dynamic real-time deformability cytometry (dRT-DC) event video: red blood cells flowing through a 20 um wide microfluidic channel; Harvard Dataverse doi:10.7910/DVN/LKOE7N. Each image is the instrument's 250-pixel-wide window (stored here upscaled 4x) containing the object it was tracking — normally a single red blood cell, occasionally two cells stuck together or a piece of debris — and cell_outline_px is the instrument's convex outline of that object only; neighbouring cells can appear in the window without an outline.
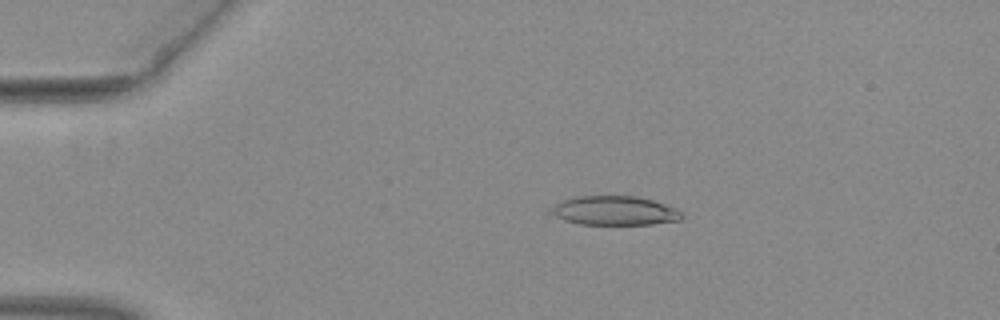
{"species": "common noctule bat (a hibernating species)", "species_latin": "Nyctalus noctula", "temperature_condition": "warm", "stored_images_in_passage": 44, "camera_frame_rate_fps": 3000, "um_per_image_px": 0.085, "animal": {"sex": "female", "body_mass_g": 29.2, "forearm_length_mm": 56.3}, "frame": {"image": 1, "passage_image": 3, "time_ms": 0.667, "image_size_px": [1000, 320], "cell_outline_px": [[684, 216], [680, 220], [652, 224], [580, 224], [564, 220], [544, 212], [548, 208], [564, 200], [576, 196], [636, 196], [652, 200], [676, 208], [684, 212]], "centroid_in_image_um": [52.21, 17.91], "position_along_channel_um": 32.8, "area_um2": 22.43}}
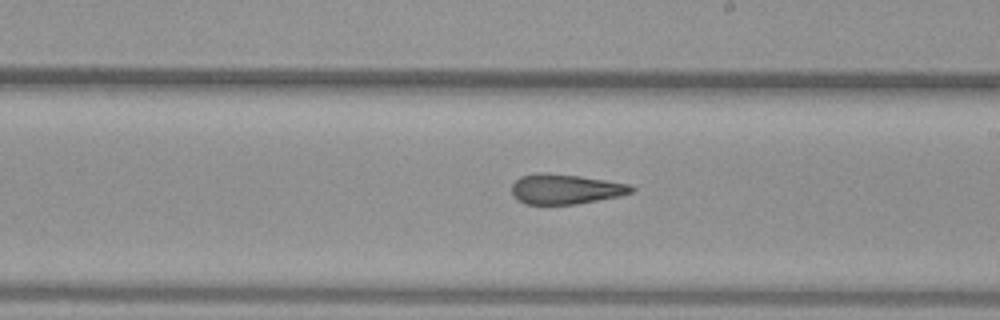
{"frame": {"image": 2, "passage_image": 23, "time_ms": 7.333, "image_size_px": [1000, 320], "cell_outline_px": [[636, 188], [632, 192], [620, 196], [576, 204], [524, 204], [516, 200], [512, 196], [512, 184], [520, 176], [540, 172], [548, 172], [580, 176], [632, 184]], "centroid_in_image_um": [48.06, 16.06], "position_along_channel_um": 240.9, "area_um2": 21.21}}
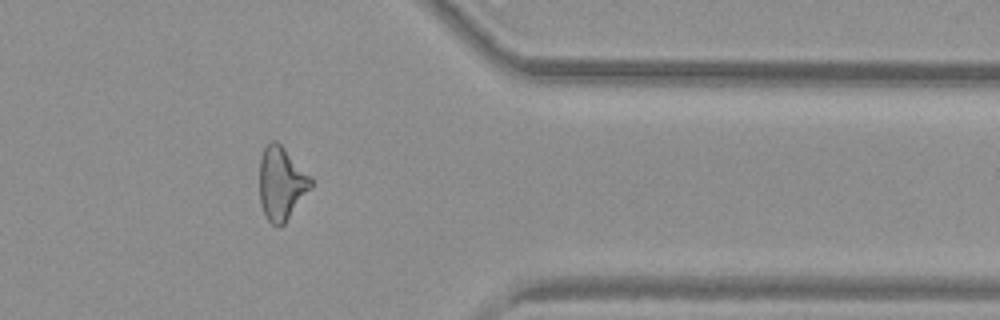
{"frame": {"image": 3, "passage_image": 35, "time_ms": 11.333, "image_size_px": [1000, 320], "cell_outline_px": [[312, 184], [284, 224], [276, 228], [268, 220], [260, 204], [260, 160], [264, 148], [272, 140], [276, 140], [312, 176]], "centroid_in_image_um": [23.9, 15.58], "position_along_channel_um": 387.5, "area_um2": 21.62}, "authors_computed_cell_mechanics": {"area_um2": 22.0796, "velocity_mm_per_s": 4.0054, "shape_relaxation_time_tau1_ms": null, "shape_relaxation_time_tau2_ms": 3.0665, "deformation_change_tau1": null, "deformation_change_tau2": 0.1453}}